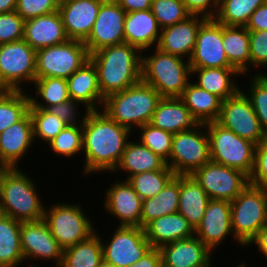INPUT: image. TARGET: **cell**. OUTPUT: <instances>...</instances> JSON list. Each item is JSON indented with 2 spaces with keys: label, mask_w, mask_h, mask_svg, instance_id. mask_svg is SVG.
<instances>
[{
  "label": "cell",
  "mask_w": 267,
  "mask_h": 267,
  "mask_svg": "<svg viewBox=\"0 0 267 267\" xmlns=\"http://www.w3.org/2000/svg\"><path fill=\"white\" fill-rule=\"evenodd\" d=\"M248 31L267 30V1L260 5L250 16L245 25Z\"/></svg>",
  "instance_id": "f5cc1de1"
},
{
  "label": "cell",
  "mask_w": 267,
  "mask_h": 267,
  "mask_svg": "<svg viewBox=\"0 0 267 267\" xmlns=\"http://www.w3.org/2000/svg\"><path fill=\"white\" fill-rule=\"evenodd\" d=\"M36 96H30V107L47 109L51 105L70 100L67 79L58 77L38 78L34 81ZM43 100L42 103L38 98Z\"/></svg>",
  "instance_id": "8d00e7d4"
},
{
  "label": "cell",
  "mask_w": 267,
  "mask_h": 267,
  "mask_svg": "<svg viewBox=\"0 0 267 267\" xmlns=\"http://www.w3.org/2000/svg\"><path fill=\"white\" fill-rule=\"evenodd\" d=\"M250 67L267 68V30L249 31Z\"/></svg>",
  "instance_id": "681fc988"
},
{
  "label": "cell",
  "mask_w": 267,
  "mask_h": 267,
  "mask_svg": "<svg viewBox=\"0 0 267 267\" xmlns=\"http://www.w3.org/2000/svg\"><path fill=\"white\" fill-rule=\"evenodd\" d=\"M16 7L17 0H0V13L13 12Z\"/></svg>",
  "instance_id": "6f0895ef"
},
{
  "label": "cell",
  "mask_w": 267,
  "mask_h": 267,
  "mask_svg": "<svg viewBox=\"0 0 267 267\" xmlns=\"http://www.w3.org/2000/svg\"><path fill=\"white\" fill-rule=\"evenodd\" d=\"M245 264H246V263H244V262L242 263V262H241V264H239V265H238V266H236V267H246V265H245Z\"/></svg>",
  "instance_id": "e7e4bbea"
},
{
  "label": "cell",
  "mask_w": 267,
  "mask_h": 267,
  "mask_svg": "<svg viewBox=\"0 0 267 267\" xmlns=\"http://www.w3.org/2000/svg\"><path fill=\"white\" fill-rule=\"evenodd\" d=\"M206 267H212V264L210 263V264H208Z\"/></svg>",
  "instance_id": "a7ac6f4b"
},
{
  "label": "cell",
  "mask_w": 267,
  "mask_h": 267,
  "mask_svg": "<svg viewBox=\"0 0 267 267\" xmlns=\"http://www.w3.org/2000/svg\"><path fill=\"white\" fill-rule=\"evenodd\" d=\"M33 124L29 112L0 133V165L17 168L20 159L33 146Z\"/></svg>",
  "instance_id": "7402d4cb"
},
{
  "label": "cell",
  "mask_w": 267,
  "mask_h": 267,
  "mask_svg": "<svg viewBox=\"0 0 267 267\" xmlns=\"http://www.w3.org/2000/svg\"><path fill=\"white\" fill-rule=\"evenodd\" d=\"M80 104L83 105V103H80L79 101L70 99L69 101H65L60 104L51 105L47 108V110L53 113L54 116L59 117L67 125H83L90 110L85 111L81 121H79L80 117L77 120L79 114L78 106H80Z\"/></svg>",
  "instance_id": "f907efd6"
},
{
  "label": "cell",
  "mask_w": 267,
  "mask_h": 267,
  "mask_svg": "<svg viewBox=\"0 0 267 267\" xmlns=\"http://www.w3.org/2000/svg\"><path fill=\"white\" fill-rule=\"evenodd\" d=\"M161 28L150 9L126 13L124 22L125 43L133 45L142 52L157 46Z\"/></svg>",
  "instance_id": "484cf974"
},
{
  "label": "cell",
  "mask_w": 267,
  "mask_h": 267,
  "mask_svg": "<svg viewBox=\"0 0 267 267\" xmlns=\"http://www.w3.org/2000/svg\"><path fill=\"white\" fill-rule=\"evenodd\" d=\"M248 86H250L248 94L244 93L250 99L261 129L267 135V74L257 73V75H253Z\"/></svg>",
  "instance_id": "ee69618b"
},
{
  "label": "cell",
  "mask_w": 267,
  "mask_h": 267,
  "mask_svg": "<svg viewBox=\"0 0 267 267\" xmlns=\"http://www.w3.org/2000/svg\"><path fill=\"white\" fill-rule=\"evenodd\" d=\"M147 56H142L141 80L156 89L161 97H181L191 76L189 61L157 47L153 55Z\"/></svg>",
  "instance_id": "5b68a950"
},
{
  "label": "cell",
  "mask_w": 267,
  "mask_h": 267,
  "mask_svg": "<svg viewBox=\"0 0 267 267\" xmlns=\"http://www.w3.org/2000/svg\"><path fill=\"white\" fill-rule=\"evenodd\" d=\"M48 145L55 154L67 158L80 154L83 150L82 125H67Z\"/></svg>",
  "instance_id": "b9f144b4"
},
{
  "label": "cell",
  "mask_w": 267,
  "mask_h": 267,
  "mask_svg": "<svg viewBox=\"0 0 267 267\" xmlns=\"http://www.w3.org/2000/svg\"><path fill=\"white\" fill-rule=\"evenodd\" d=\"M249 182L257 188L267 189V136L255 147L254 167Z\"/></svg>",
  "instance_id": "7dc6e473"
},
{
  "label": "cell",
  "mask_w": 267,
  "mask_h": 267,
  "mask_svg": "<svg viewBox=\"0 0 267 267\" xmlns=\"http://www.w3.org/2000/svg\"><path fill=\"white\" fill-rule=\"evenodd\" d=\"M8 90L9 89L1 82V79H0V93L6 92Z\"/></svg>",
  "instance_id": "680465c9"
},
{
  "label": "cell",
  "mask_w": 267,
  "mask_h": 267,
  "mask_svg": "<svg viewBox=\"0 0 267 267\" xmlns=\"http://www.w3.org/2000/svg\"><path fill=\"white\" fill-rule=\"evenodd\" d=\"M104 0H70L58 6L68 39L84 42Z\"/></svg>",
  "instance_id": "ffe728a7"
},
{
  "label": "cell",
  "mask_w": 267,
  "mask_h": 267,
  "mask_svg": "<svg viewBox=\"0 0 267 267\" xmlns=\"http://www.w3.org/2000/svg\"><path fill=\"white\" fill-rule=\"evenodd\" d=\"M29 114L33 124L34 142H36L35 139L39 138L48 144L67 126L64 121L47 109L30 107Z\"/></svg>",
  "instance_id": "60d3db41"
},
{
  "label": "cell",
  "mask_w": 267,
  "mask_h": 267,
  "mask_svg": "<svg viewBox=\"0 0 267 267\" xmlns=\"http://www.w3.org/2000/svg\"><path fill=\"white\" fill-rule=\"evenodd\" d=\"M166 166V161L158 154H155L145 145L138 142H127L125 150L122 153L121 160L113 172L123 170L131 176L143 173L146 171L162 170Z\"/></svg>",
  "instance_id": "4dcf8cb0"
},
{
  "label": "cell",
  "mask_w": 267,
  "mask_h": 267,
  "mask_svg": "<svg viewBox=\"0 0 267 267\" xmlns=\"http://www.w3.org/2000/svg\"><path fill=\"white\" fill-rule=\"evenodd\" d=\"M141 53L137 47L122 43L90 54L89 60L96 67L99 89L104 98L141 81Z\"/></svg>",
  "instance_id": "7a4b0ae2"
},
{
  "label": "cell",
  "mask_w": 267,
  "mask_h": 267,
  "mask_svg": "<svg viewBox=\"0 0 267 267\" xmlns=\"http://www.w3.org/2000/svg\"><path fill=\"white\" fill-rule=\"evenodd\" d=\"M128 267H162L159 248H152L141 259Z\"/></svg>",
  "instance_id": "db71d44e"
},
{
  "label": "cell",
  "mask_w": 267,
  "mask_h": 267,
  "mask_svg": "<svg viewBox=\"0 0 267 267\" xmlns=\"http://www.w3.org/2000/svg\"><path fill=\"white\" fill-rule=\"evenodd\" d=\"M24 91L8 90L0 93V133L29 112L30 97Z\"/></svg>",
  "instance_id": "74e56055"
},
{
  "label": "cell",
  "mask_w": 267,
  "mask_h": 267,
  "mask_svg": "<svg viewBox=\"0 0 267 267\" xmlns=\"http://www.w3.org/2000/svg\"><path fill=\"white\" fill-rule=\"evenodd\" d=\"M205 17L191 15L186 20L161 29L157 48L162 52L189 61L197 39V33ZM188 54V55H187Z\"/></svg>",
  "instance_id": "44dd1931"
},
{
  "label": "cell",
  "mask_w": 267,
  "mask_h": 267,
  "mask_svg": "<svg viewBox=\"0 0 267 267\" xmlns=\"http://www.w3.org/2000/svg\"><path fill=\"white\" fill-rule=\"evenodd\" d=\"M161 98L156 89L141 80L123 91L108 95L104 99L102 110L132 132L133 129L150 123Z\"/></svg>",
  "instance_id": "3957f363"
},
{
  "label": "cell",
  "mask_w": 267,
  "mask_h": 267,
  "mask_svg": "<svg viewBox=\"0 0 267 267\" xmlns=\"http://www.w3.org/2000/svg\"><path fill=\"white\" fill-rule=\"evenodd\" d=\"M23 39L35 50L66 42L68 37L60 13L55 11L26 20Z\"/></svg>",
  "instance_id": "d4e9b609"
},
{
  "label": "cell",
  "mask_w": 267,
  "mask_h": 267,
  "mask_svg": "<svg viewBox=\"0 0 267 267\" xmlns=\"http://www.w3.org/2000/svg\"><path fill=\"white\" fill-rule=\"evenodd\" d=\"M89 53L82 41L66 42L36 50V79L58 77L68 79L89 61Z\"/></svg>",
  "instance_id": "30bf717a"
},
{
  "label": "cell",
  "mask_w": 267,
  "mask_h": 267,
  "mask_svg": "<svg viewBox=\"0 0 267 267\" xmlns=\"http://www.w3.org/2000/svg\"><path fill=\"white\" fill-rule=\"evenodd\" d=\"M266 218H267V189H266Z\"/></svg>",
  "instance_id": "03108f58"
},
{
  "label": "cell",
  "mask_w": 267,
  "mask_h": 267,
  "mask_svg": "<svg viewBox=\"0 0 267 267\" xmlns=\"http://www.w3.org/2000/svg\"><path fill=\"white\" fill-rule=\"evenodd\" d=\"M240 89L234 96L222 101L217 123L237 136L258 145L267 135L261 129L250 99Z\"/></svg>",
  "instance_id": "4fadbf2b"
},
{
  "label": "cell",
  "mask_w": 267,
  "mask_h": 267,
  "mask_svg": "<svg viewBox=\"0 0 267 267\" xmlns=\"http://www.w3.org/2000/svg\"><path fill=\"white\" fill-rule=\"evenodd\" d=\"M150 124L172 134L194 130L200 125L180 97H162Z\"/></svg>",
  "instance_id": "cb8c5ba5"
},
{
  "label": "cell",
  "mask_w": 267,
  "mask_h": 267,
  "mask_svg": "<svg viewBox=\"0 0 267 267\" xmlns=\"http://www.w3.org/2000/svg\"><path fill=\"white\" fill-rule=\"evenodd\" d=\"M126 12L116 0H104L99 8L91 33L83 42L90 54L107 46L125 43Z\"/></svg>",
  "instance_id": "9a60e30c"
},
{
  "label": "cell",
  "mask_w": 267,
  "mask_h": 267,
  "mask_svg": "<svg viewBox=\"0 0 267 267\" xmlns=\"http://www.w3.org/2000/svg\"><path fill=\"white\" fill-rule=\"evenodd\" d=\"M20 231V221L5 215L0 219V267H17L24 262Z\"/></svg>",
  "instance_id": "e575fe53"
},
{
  "label": "cell",
  "mask_w": 267,
  "mask_h": 267,
  "mask_svg": "<svg viewBox=\"0 0 267 267\" xmlns=\"http://www.w3.org/2000/svg\"><path fill=\"white\" fill-rule=\"evenodd\" d=\"M222 43L229 63L246 76L250 67L249 31L245 26L222 24Z\"/></svg>",
  "instance_id": "1f68e13d"
},
{
  "label": "cell",
  "mask_w": 267,
  "mask_h": 267,
  "mask_svg": "<svg viewBox=\"0 0 267 267\" xmlns=\"http://www.w3.org/2000/svg\"><path fill=\"white\" fill-rule=\"evenodd\" d=\"M191 75L197 76L198 81L195 84L222 101L234 96L241 89L234 82L235 75H241L234 67L191 68Z\"/></svg>",
  "instance_id": "f546056e"
},
{
  "label": "cell",
  "mask_w": 267,
  "mask_h": 267,
  "mask_svg": "<svg viewBox=\"0 0 267 267\" xmlns=\"http://www.w3.org/2000/svg\"><path fill=\"white\" fill-rule=\"evenodd\" d=\"M228 235L233 236L231 202L210 199L201 223L195 228V236L213 252Z\"/></svg>",
  "instance_id": "d6986e66"
},
{
  "label": "cell",
  "mask_w": 267,
  "mask_h": 267,
  "mask_svg": "<svg viewBox=\"0 0 267 267\" xmlns=\"http://www.w3.org/2000/svg\"><path fill=\"white\" fill-rule=\"evenodd\" d=\"M206 131V125L200 124L194 130L173 134L170 157L166 165L176 175H191L210 161L209 137Z\"/></svg>",
  "instance_id": "9c48e42d"
},
{
  "label": "cell",
  "mask_w": 267,
  "mask_h": 267,
  "mask_svg": "<svg viewBox=\"0 0 267 267\" xmlns=\"http://www.w3.org/2000/svg\"><path fill=\"white\" fill-rule=\"evenodd\" d=\"M189 64L190 68L233 67L223 48L222 24L215 18L202 22Z\"/></svg>",
  "instance_id": "2e32d148"
},
{
  "label": "cell",
  "mask_w": 267,
  "mask_h": 267,
  "mask_svg": "<svg viewBox=\"0 0 267 267\" xmlns=\"http://www.w3.org/2000/svg\"><path fill=\"white\" fill-rule=\"evenodd\" d=\"M97 232L88 239L63 250L60 267H99L103 262L102 238Z\"/></svg>",
  "instance_id": "d590c367"
},
{
  "label": "cell",
  "mask_w": 267,
  "mask_h": 267,
  "mask_svg": "<svg viewBox=\"0 0 267 267\" xmlns=\"http://www.w3.org/2000/svg\"><path fill=\"white\" fill-rule=\"evenodd\" d=\"M46 208L43 220L63 250L88 239L96 232L79 204L63 202L52 204L49 211Z\"/></svg>",
  "instance_id": "ba28073f"
},
{
  "label": "cell",
  "mask_w": 267,
  "mask_h": 267,
  "mask_svg": "<svg viewBox=\"0 0 267 267\" xmlns=\"http://www.w3.org/2000/svg\"><path fill=\"white\" fill-rule=\"evenodd\" d=\"M99 267H113L110 264L105 263L104 261L99 265Z\"/></svg>",
  "instance_id": "91938a15"
},
{
  "label": "cell",
  "mask_w": 267,
  "mask_h": 267,
  "mask_svg": "<svg viewBox=\"0 0 267 267\" xmlns=\"http://www.w3.org/2000/svg\"><path fill=\"white\" fill-rule=\"evenodd\" d=\"M30 265V267H37L36 265H34L33 263H32V265L31 264H29Z\"/></svg>",
  "instance_id": "003e7915"
},
{
  "label": "cell",
  "mask_w": 267,
  "mask_h": 267,
  "mask_svg": "<svg viewBox=\"0 0 267 267\" xmlns=\"http://www.w3.org/2000/svg\"><path fill=\"white\" fill-rule=\"evenodd\" d=\"M138 129L141 134L138 139L140 143L167 161L170 157L173 134L154 127L150 123Z\"/></svg>",
  "instance_id": "f6af8a7d"
},
{
  "label": "cell",
  "mask_w": 267,
  "mask_h": 267,
  "mask_svg": "<svg viewBox=\"0 0 267 267\" xmlns=\"http://www.w3.org/2000/svg\"><path fill=\"white\" fill-rule=\"evenodd\" d=\"M4 169H5V167L0 165V176H1V173L3 172Z\"/></svg>",
  "instance_id": "be15d7a7"
},
{
  "label": "cell",
  "mask_w": 267,
  "mask_h": 267,
  "mask_svg": "<svg viewBox=\"0 0 267 267\" xmlns=\"http://www.w3.org/2000/svg\"><path fill=\"white\" fill-rule=\"evenodd\" d=\"M25 21L58 11L54 0H17L15 10Z\"/></svg>",
  "instance_id": "c3c4849f"
},
{
  "label": "cell",
  "mask_w": 267,
  "mask_h": 267,
  "mask_svg": "<svg viewBox=\"0 0 267 267\" xmlns=\"http://www.w3.org/2000/svg\"><path fill=\"white\" fill-rule=\"evenodd\" d=\"M182 2L191 15L205 18H215L219 8V0H182Z\"/></svg>",
  "instance_id": "816d5d0a"
},
{
  "label": "cell",
  "mask_w": 267,
  "mask_h": 267,
  "mask_svg": "<svg viewBox=\"0 0 267 267\" xmlns=\"http://www.w3.org/2000/svg\"><path fill=\"white\" fill-rule=\"evenodd\" d=\"M24 22L16 11L0 13V45L23 40Z\"/></svg>",
  "instance_id": "bcb514c9"
},
{
  "label": "cell",
  "mask_w": 267,
  "mask_h": 267,
  "mask_svg": "<svg viewBox=\"0 0 267 267\" xmlns=\"http://www.w3.org/2000/svg\"><path fill=\"white\" fill-rule=\"evenodd\" d=\"M143 229L152 248H160L165 244L195 235V229L178 212L161 216L149 222Z\"/></svg>",
  "instance_id": "4316f807"
},
{
  "label": "cell",
  "mask_w": 267,
  "mask_h": 267,
  "mask_svg": "<svg viewBox=\"0 0 267 267\" xmlns=\"http://www.w3.org/2000/svg\"><path fill=\"white\" fill-rule=\"evenodd\" d=\"M20 241L24 261L41 259L56 261L60 267L63 261V249L51 234L45 221L21 222Z\"/></svg>",
  "instance_id": "e0dca14e"
},
{
  "label": "cell",
  "mask_w": 267,
  "mask_h": 267,
  "mask_svg": "<svg viewBox=\"0 0 267 267\" xmlns=\"http://www.w3.org/2000/svg\"><path fill=\"white\" fill-rule=\"evenodd\" d=\"M150 10L161 29L182 22L191 16L182 0H152Z\"/></svg>",
  "instance_id": "7bdbcfd3"
},
{
  "label": "cell",
  "mask_w": 267,
  "mask_h": 267,
  "mask_svg": "<svg viewBox=\"0 0 267 267\" xmlns=\"http://www.w3.org/2000/svg\"><path fill=\"white\" fill-rule=\"evenodd\" d=\"M159 250L162 267H206L212 260V251L195 235L165 244Z\"/></svg>",
  "instance_id": "603a6c76"
},
{
  "label": "cell",
  "mask_w": 267,
  "mask_h": 267,
  "mask_svg": "<svg viewBox=\"0 0 267 267\" xmlns=\"http://www.w3.org/2000/svg\"><path fill=\"white\" fill-rule=\"evenodd\" d=\"M35 182L17 168H5L0 176V203L5 216L20 222L43 219L45 207L41 203Z\"/></svg>",
  "instance_id": "277c9868"
},
{
  "label": "cell",
  "mask_w": 267,
  "mask_h": 267,
  "mask_svg": "<svg viewBox=\"0 0 267 267\" xmlns=\"http://www.w3.org/2000/svg\"><path fill=\"white\" fill-rule=\"evenodd\" d=\"M67 85L70 99L83 103L86 110L102 109L105 98L99 89L96 67L90 60L67 79Z\"/></svg>",
  "instance_id": "83f0119b"
},
{
  "label": "cell",
  "mask_w": 267,
  "mask_h": 267,
  "mask_svg": "<svg viewBox=\"0 0 267 267\" xmlns=\"http://www.w3.org/2000/svg\"><path fill=\"white\" fill-rule=\"evenodd\" d=\"M255 243V244H254ZM257 245L259 251L267 257V225L262 227L256 236L249 242V245Z\"/></svg>",
  "instance_id": "9f6ffc18"
},
{
  "label": "cell",
  "mask_w": 267,
  "mask_h": 267,
  "mask_svg": "<svg viewBox=\"0 0 267 267\" xmlns=\"http://www.w3.org/2000/svg\"><path fill=\"white\" fill-rule=\"evenodd\" d=\"M112 184L105 193L104 209L120 220L119 226L141 227L143 200L127 180Z\"/></svg>",
  "instance_id": "ac0fdd59"
},
{
  "label": "cell",
  "mask_w": 267,
  "mask_h": 267,
  "mask_svg": "<svg viewBox=\"0 0 267 267\" xmlns=\"http://www.w3.org/2000/svg\"><path fill=\"white\" fill-rule=\"evenodd\" d=\"M179 175H176L157 195L142 201L141 228L161 216L178 212Z\"/></svg>",
  "instance_id": "836d02e7"
},
{
  "label": "cell",
  "mask_w": 267,
  "mask_h": 267,
  "mask_svg": "<svg viewBox=\"0 0 267 267\" xmlns=\"http://www.w3.org/2000/svg\"><path fill=\"white\" fill-rule=\"evenodd\" d=\"M178 213L195 229L202 220L210 198L192 175H179Z\"/></svg>",
  "instance_id": "f1b7e54d"
},
{
  "label": "cell",
  "mask_w": 267,
  "mask_h": 267,
  "mask_svg": "<svg viewBox=\"0 0 267 267\" xmlns=\"http://www.w3.org/2000/svg\"><path fill=\"white\" fill-rule=\"evenodd\" d=\"M267 0H219L215 19L227 26H245L251 14Z\"/></svg>",
  "instance_id": "f35d334b"
},
{
  "label": "cell",
  "mask_w": 267,
  "mask_h": 267,
  "mask_svg": "<svg viewBox=\"0 0 267 267\" xmlns=\"http://www.w3.org/2000/svg\"><path fill=\"white\" fill-rule=\"evenodd\" d=\"M176 176L169 166L162 170L146 171L131 176L127 181L142 200L152 198L162 191Z\"/></svg>",
  "instance_id": "ab89813d"
},
{
  "label": "cell",
  "mask_w": 267,
  "mask_h": 267,
  "mask_svg": "<svg viewBox=\"0 0 267 267\" xmlns=\"http://www.w3.org/2000/svg\"><path fill=\"white\" fill-rule=\"evenodd\" d=\"M57 4H58V6L60 5V4H63V3H65V2H67V1H70V0H54Z\"/></svg>",
  "instance_id": "94428289"
},
{
  "label": "cell",
  "mask_w": 267,
  "mask_h": 267,
  "mask_svg": "<svg viewBox=\"0 0 267 267\" xmlns=\"http://www.w3.org/2000/svg\"><path fill=\"white\" fill-rule=\"evenodd\" d=\"M200 124L217 121L222 100L193 82H188L180 97Z\"/></svg>",
  "instance_id": "d6a6232c"
},
{
  "label": "cell",
  "mask_w": 267,
  "mask_h": 267,
  "mask_svg": "<svg viewBox=\"0 0 267 267\" xmlns=\"http://www.w3.org/2000/svg\"><path fill=\"white\" fill-rule=\"evenodd\" d=\"M0 79L9 90H23L36 79V50L24 39L0 45Z\"/></svg>",
  "instance_id": "8fae6325"
},
{
  "label": "cell",
  "mask_w": 267,
  "mask_h": 267,
  "mask_svg": "<svg viewBox=\"0 0 267 267\" xmlns=\"http://www.w3.org/2000/svg\"><path fill=\"white\" fill-rule=\"evenodd\" d=\"M205 125L209 137L210 160L250 176L254 167L256 144L237 136L216 121Z\"/></svg>",
  "instance_id": "8992f818"
},
{
  "label": "cell",
  "mask_w": 267,
  "mask_h": 267,
  "mask_svg": "<svg viewBox=\"0 0 267 267\" xmlns=\"http://www.w3.org/2000/svg\"><path fill=\"white\" fill-rule=\"evenodd\" d=\"M265 225H267L266 189L249 184L231 201L233 239L241 246L247 247Z\"/></svg>",
  "instance_id": "52a82bcc"
},
{
  "label": "cell",
  "mask_w": 267,
  "mask_h": 267,
  "mask_svg": "<svg viewBox=\"0 0 267 267\" xmlns=\"http://www.w3.org/2000/svg\"><path fill=\"white\" fill-rule=\"evenodd\" d=\"M111 239L102 242L103 261L113 267H128L152 249L144 229L137 226H117Z\"/></svg>",
  "instance_id": "5bb4252c"
},
{
  "label": "cell",
  "mask_w": 267,
  "mask_h": 267,
  "mask_svg": "<svg viewBox=\"0 0 267 267\" xmlns=\"http://www.w3.org/2000/svg\"><path fill=\"white\" fill-rule=\"evenodd\" d=\"M210 199L233 201L249 184L242 171L209 161L191 174Z\"/></svg>",
  "instance_id": "7c38bea8"
},
{
  "label": "cell",
  "mask_w": 267,
  "mask_h": 267,
  "mask_svg": "<svg viewBox=\"0 0 267 267\" xmlns=\"http://www.w3.org/2000/svg\"><path fill=\"white\" fill-rule=\"evenodd\" d=\"M101 111V112H100ZM83 127L84 174L112 172L121 160L132 132L104 111H90Z\"/></svg>",
  "instance_id": "6da1fadb"
},
{
  "label": "cell",
  "mask_w": 267,
  "mask_h": 267,
  "mask_svg": "<svg viewBox=\"0 0 267 267\" xmlns=\"http://www.w3.org/2000/svg\"><path fill=\"white\" fill-rule=\"evenodd\" d=\"M120 7L126 12L151 9L152 0H116Z\"/></svg>",
  "instance_id": "11a10c76"
},
{
  "label": "cell",
  "mask_w": 267,
  "mask_h": 267,
  "mask_svg": "<svg viewBox=\"0 0 267 267\" xmlns=\"http://www.w3.org/2000/svg\"><path fill=\"white\" fill-rule=\"evenodd\" d=\"M4 216V212H3V208L2 205L0 203V219Z\"/></svg>",
  "instance_id": "6125c7cd"
}]
</instances>
